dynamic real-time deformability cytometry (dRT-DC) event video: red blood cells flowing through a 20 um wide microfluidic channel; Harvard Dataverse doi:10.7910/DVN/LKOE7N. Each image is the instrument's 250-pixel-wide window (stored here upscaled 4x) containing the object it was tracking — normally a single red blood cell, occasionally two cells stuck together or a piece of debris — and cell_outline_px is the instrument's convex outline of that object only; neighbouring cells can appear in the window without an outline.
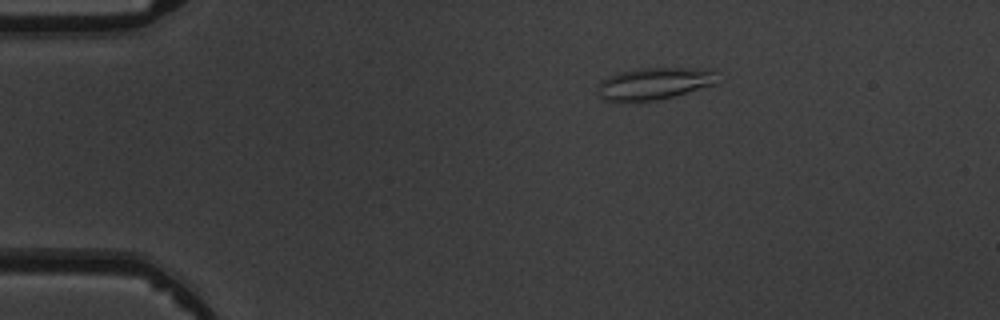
{"species": "common noctule bat (a hibernating species)", "species_latin": "Nyctalus noctula", "temperature_condition": "warm", "stored_images_in_passage": 5, "camera_frame_rate_fps": 3000, "um_per_image_px": 0.085, "animal": {"sex": "male", "body_mass_g": 19.5, "forearm_length_mm": 54.6}, "frame": {"image": 1, "passage_image": 2, "time_ms": 1.333, "image_size_px": [1000, 320], "cell_outline_px": [[716, 72], [712, 84], [660, 100], [604, 100], [600, 96], [600, 80], [608, 76], [620, 72], [636, 68], [716, 68]], "centroid_in_image_um": [55.62, 7.06], "position_along_channel_um": 29.4, "area_um2": 21.79}}
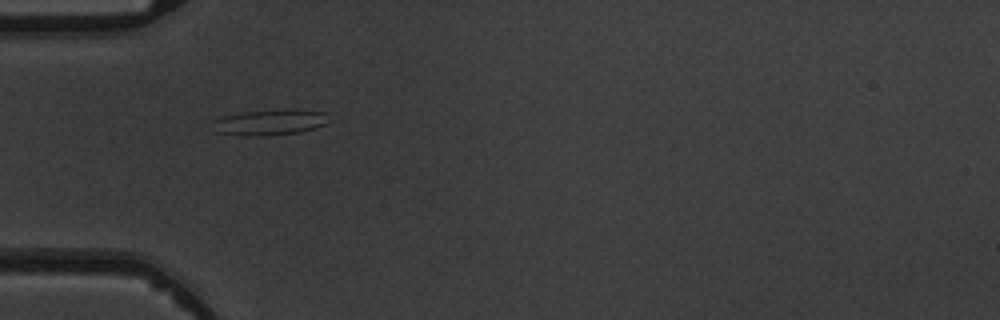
{"frame": {"image": 2, "passage_image": 4, "time_ms": 3.667, "image_size_px": [1000, 320], "cell_outline_px": [[324, 124], [316, 128], [300, 132], [260, 136], [244, 136], [216, 132], [212, 120], [224, 116], [240, 112], [324, 112]], "centroid_in_image_um": [22.77, 10.46], "position_along_channel_um": 62.2, "area_um2": 16.13}}
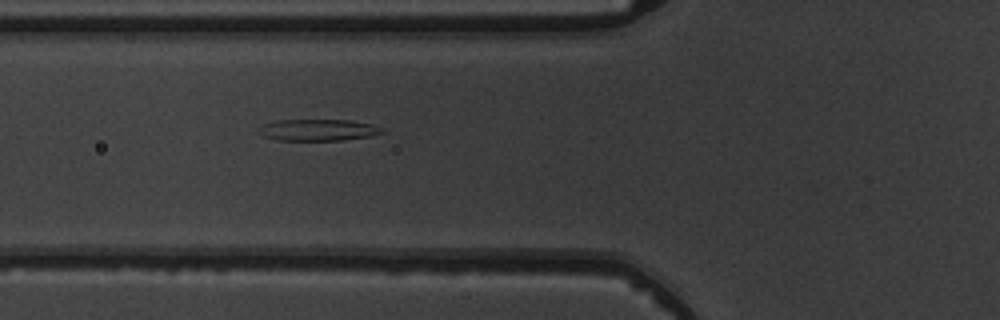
{"frame": {"image": 3, "passage_image": 5, "time_ms": 4.667, "image_size_px": [1000, 320], "cell_outline_px": [[384, 132], [372, 136], [340, 140], [276, 140], [264, 136], [256, 132], [264, 124], [276, 120], [348, 120], [372, 124], [384, 128]], "centroid_in_image_um": [27.04, 11.05], "position_along_channel_um": 98.8, "area_um2": 15.49}}